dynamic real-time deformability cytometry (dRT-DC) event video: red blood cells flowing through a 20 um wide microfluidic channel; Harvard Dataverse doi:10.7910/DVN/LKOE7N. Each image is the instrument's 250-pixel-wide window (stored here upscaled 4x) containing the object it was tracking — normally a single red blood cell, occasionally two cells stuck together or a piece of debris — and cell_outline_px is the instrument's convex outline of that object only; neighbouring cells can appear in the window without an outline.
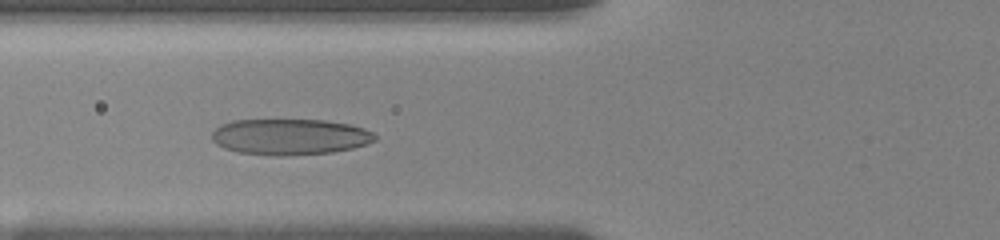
{"species": "human", "species_latin": "Homo sapiens", "temperature_condition": "room temperature", "stored_images_in_passage": 36, "camera_frame_rate_fps": 3000, "um_per_image_px": 0.085, "donor": {"sex": "female"}, "frame": {"image": 1, "passage_image": 12, "time_ms": 2.667, "image_size_px": [1000, 240], "cell_outline_px": [[376, 140], [352, 148], [332, 152], [284, 156], [276, 156], [236, 152], [224, 148], [216, 144], [212, 140], [212, 132], [220, 124], [232, 120], [324, 120], [348, 124], [364, 128], [372, 132], [376, 136]], "centroid_in_image_um": [24.6, 11.63], "position_along_channel_um": 101.2, "area_um2": 34.28}}
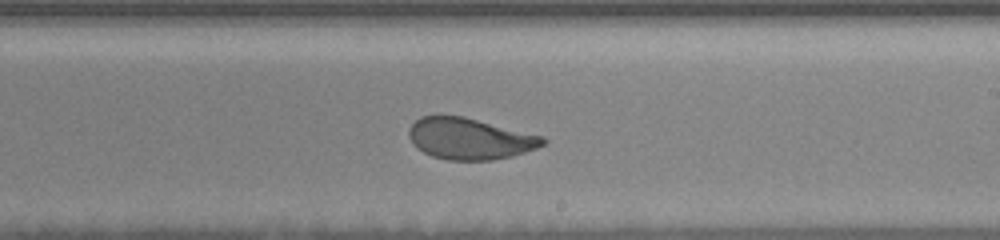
{"frame": {"image": 2, "passage_image": 23, "time_ms": 6.667, "image_size_px": [1000, 240], "cell_outline_px": [[548, 140], [544, 144], [536, 148], [512, 156], [492, 160], [448, 160], [432, 156], [416, 148], [412, 144], [408, 136], [408, 128], [420, 116], [464, 116], [544, 136]], "centroid_in_image_um": [39.92, 11.79], "position_along_channel_um": 249.1, "area_um2": 32.43}}
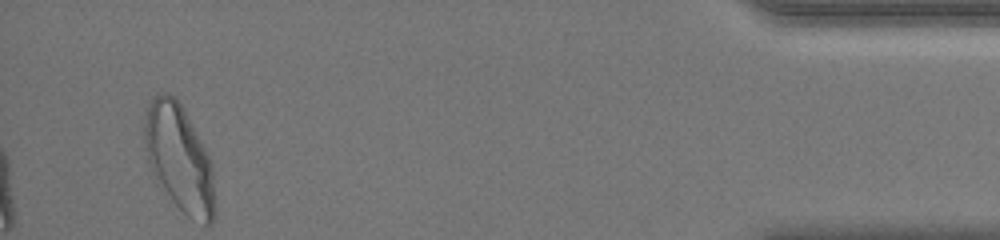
{"frame": {"image": 3, "passage_image": 36, "time_ms": 13.0, "image_size_px": [1000, 240], "cell_outline_px": [[216, 212], [212, 224], [204, 224], [188, 216], [156, 184], [148, 164], [144, 148], [144, 124], [148, 100], [160, 92], [168, 92], [180, 100], [212, 164], [216, 200]], "centroid_in_image_um": [15.21, 13.44], "position_along_channel_um": 420.0, "area_um2": 44.51}, "authors_computed_cell_mechanics": {"area_um2": 34.2754, "velocity_mm_per_s": 3.7029, "shape_relaxation_time_tau1_ms": 3.554, "shape_relaxation_time_tau2_ms": 0.8213, "deformation_change_tau1": 0.1641, "deformation_change_tau2": 0.076}}